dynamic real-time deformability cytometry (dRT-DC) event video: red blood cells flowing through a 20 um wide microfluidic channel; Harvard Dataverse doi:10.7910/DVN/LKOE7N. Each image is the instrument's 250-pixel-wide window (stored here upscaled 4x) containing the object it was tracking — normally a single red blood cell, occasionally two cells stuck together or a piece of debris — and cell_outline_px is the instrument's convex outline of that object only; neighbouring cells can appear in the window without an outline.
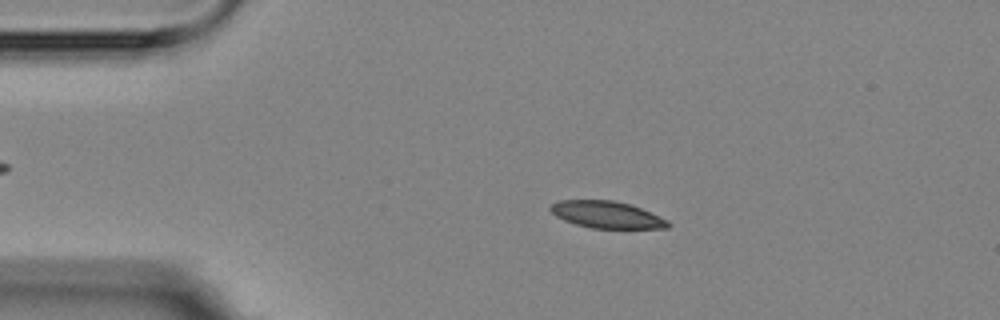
{"species": "Egyptian fruit bat (a non-hibernating species)", "species_latin": "Rousettus aegyptiacus", "temperature_condition": "room temperature", "stored_images_in_passage": 16, "camera_frame_rate_fps": 3000, "um_per_image_px": 0.085, "animal": {"sex": "female"}, "frame": {"image": 1, "passage_image": 3, "time_ms": 2.333, "image_size_px": [1000, 320], "cell_outline_px": [[672, 224], [668, 228], [592, 228], [576, 224], [564, 220], [556, 216], [548, 208], [552, 204], [560, 200], [612, 200], [632, 204], [668, 220]], "centroid_in_image_um": [51.59, 18.24], "position_along_channel_um": 33.4, "area_um2": 18.44}}
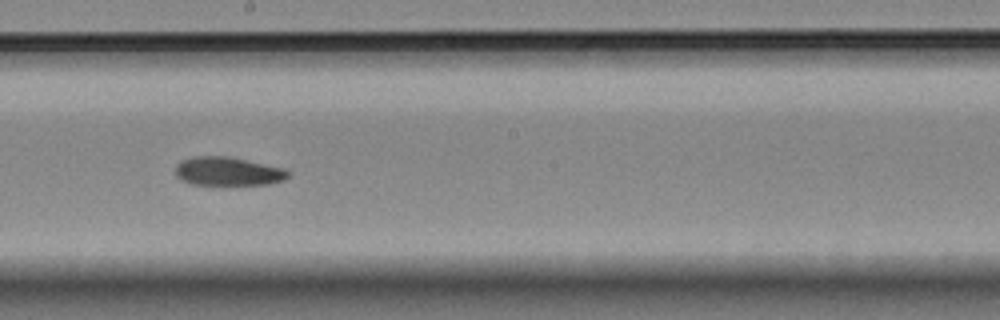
{"frame": {"image": 2, "passage_image": 9, "time_ms": 9.0, "image_size_px": [1000, 320], "cell_outline_px": [[292, 172], [284, 180], [268, 184], [220, 188], [192, 184], [180, 180], [176, 176], [176, 164], [180, 160], [192, 156], [228, 156], [284, 168]], "centroid_in_image_um": [19.35, 14.62], "position_along_channel_um": 228.9, "area_um2": 19.94}}
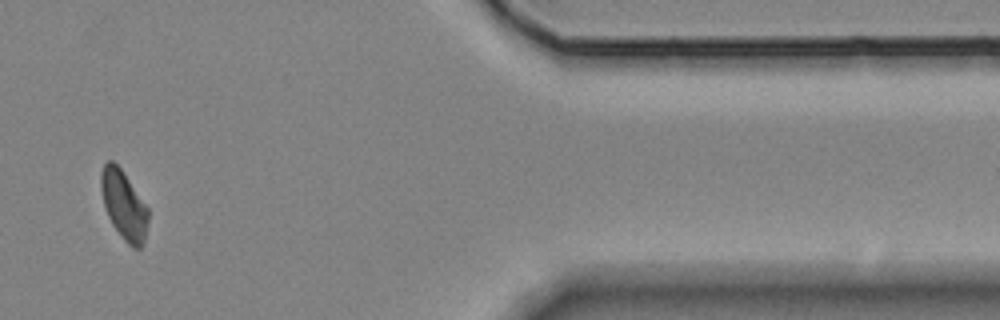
{"frame": {"image": 3, "passage_image": 14, "time_ms": 15.0, "image_size_px": [1000, 320], "cell_outline_px": [[148, 220], [144, 244], [140, 248], [132, 248], [124, 240], [112, 224], [108, 216], [104, 204], [100, 188], [100, 172], [104, 164], [108, 160], [112, 160], [120, 168], [148, 208]], "centroid_in_image_um": [10.51, 17.44], "position_along_channel_um": 400.9, "area_um2": 18.79}, "authors_computed_cell_mechanics": {"area_um2": 19.2763, "velocity_mm_per_s": 3.5315, "shape_relaxation_time_tau1_ms": 7.6493, "shape_relaxation_time_tau2_ms": 5.2553, "deformation_change_tau1": 0.1114, "deformation_change_tau2": 0.1054}}